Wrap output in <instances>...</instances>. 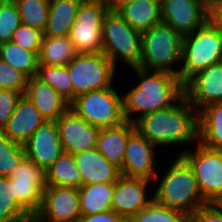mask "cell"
Instances as JSON below:
<instances>
[{
  "mask_svg": "<svg viewBox=\"0 0 222 222\" xmlns=\"http://www.w3.org/2000/svg\"><path fill=\"white\" fill-rule=\"evenodd\" d=\"M28 77L0 59V89H9L24 95Z\"/></svg>",
  "mask_w": 222,
  "mask_h": 222,
  "instance_id": "cell-36",
  "label": "cell"
},
{
  "mask_svg": "<svg viewBox=\"0 0 222 222\" xmlns=\"http://www.w3.org/2000/svg\"><path fill=\"white\" fill-rule=\"evenodd\" d=\"M69 108L99 128L117 126L125 121L122 95L113 86L78 95Z\"/></svg>",
  "mask_w": 222,
  "mask_h": 222,
  "instance_id": "cell-7",
  "label": "cell"
},
{
  "mask_svg": "<svg viewBox=\"0 0 222 222\" xmlns=\"http://www.w3.org/2000/svg\"><path fill=\"white\" fill-rule=\"evenodd\" d=\"M46 185L80 188L82 177L77 169L74 155L63 152L45 171Z\"/></svg>",
  "mask_w": 222,
  "mask_h": 222,
  "instance_id": "cell-28",
  "label": "cell"
},
{
  "mask_svg": "<svg viewBox=\"0 0 222 222\" xmlns=\"http://www.w3.org/2000/svg\"><path fill=\"white\" fill-rule=\"evenodd\" d=\"M196 1L201 3L204 7H206L209 10L217 0H196Z\"/></svg>",
  "mask_w": 222,
  "mask_h": 222,
  "instance_id": "cell-44",
  "label": "cell"
},
{
  "mask_svg": "<svg viewBox=\"0 0 222 222\" xmlns=\"http://www.w3.org/2000/svg\"><path fill=\"white\" fill-rule=\"evenodd\" d=\"M208 20L222 32V0H217L209 9Z\"/></svg>",
  "mask_w": 222,
  "mask_h": 222,
  "instance_id": "cell-41",
  "label": "cell"
},
{
  "mask_svg": "<svg viewBox=\"0 0 222 222\" xmlns=\"http://www.w3.org/2000/svg\"><path fill=\"white\" fill-rule=\"evenodd\" d=\"M124 219L113 210L81 216L79 222H122Z\"/></svg>",
  "mask_w": 222,
  "mask_h": 222,
  "instance_id": "cell-40",
  "label": "cell"
},
{
  "mask_svg": "<svg viewBox=\"0 0 222 222\" xmlns=\"http://www.w3.org/2000/svg\"><path fill=\"white\" fill-rule=\"evenodd\" d=\"M24 95L46 121H57L69 109L70 104L53 87L37 76L28 78Z\"/></svg>",
  "mask_w": 222,
  "mask_h": 222,
  "instance_id": "cell-19",
  "label": "cell"
},
{
  "mask_svg": "<svg viewBox=\"0 0 222 222\" xmlns=\"http://www.w3.org/2000/svg\"><path fill=\"white\" fill-rule=\"evenodd\" d=\"M137 84L122 94L124 119L135 123L142 116L170 108L184 96V84L176 74L132 67ZM137 115L134 116L133 115Z\"/></svg>",
  "mask_w": 222,
  "mask_h": 222,
  "instance_id": "cell-1",
  "label": "cell"
},
{
  "mask_svg": "<svg viewBox=\"0 0 222 222\" xmlns=\"http://www.w3.org/2000/svg\"><path fill=\"white\" fill-rule=\"evenodd\" d=\"M135 127L156 147L198 142V113L185 96L170 108L142 116Z\"/></svg>",
  "mask_w": 222,
  "mask_h": 222,
  "instance_id": "cell-2",
  "label": "cell"
},
{
  "mask_svg": "<svg viewBox=\"0 0 222 222\" xmlns=\"http://www.w3.org/2000/svg\"><path fill=\"white\" fill-rule=\"evenodd\" d=\"M114 183H94L79 188L81 216L104 213L112 210Z\"/></svg>",
  "mask_w": 222,
  "mask_h": 222,
  "instance_id": "cell-26",
  "label": "cell"
},
{
  "mask_svg": "<svg viewBox=\"0 0 222 222\" xmlns=\"http://www.w3.org/2000/svg\"><path fill=\"white\" fill-rule=\"evenodd\" d=\"M74 160L82 177V185L115 183L121 175L120 169L96 148L74 154Z\"/></svg>",
  "mask_w": 222,
  "mask_h": 222,
  "instance_id": "cell-21",
  "label": "cell"
},
{
  "mask_svg": "<svg viewBox=\"0 0 222 222\" xmlns=\"http://www.w3.org/2000/svg\"><path fill=\"white\" fill-rule=\"evenodd\" d=\"M151 182L141 177L120 175L114 183L112 210L123 219L130 220L153 200V194L148 191Z\"/></svg>",
  "mask_w": 222,
  "mask_h": 222,
  "instance_id": "cell-13",
  "label": "cell"
},
{
  "mask_svg": "<svg viewBox=\"0 0 222 222\" xmlns=\"http://www.w3.org/2000/svg\"><path fill=\"white\" fill-rule=\"evenodd\" d=\"M21 24L19 10L14 0L0 4V44L11 41L14 31Z\"/></svg>",
  "mask_w": 222,
  "mask_h": 222,
  "instance_id": "cell-35",
  "label": "cell"
},
{
  "mask_svg": "<svg viewBox=\"0 0 222 222\" xmlns=\"http://www.w3.org/2000/svg\"><path fill=\"white\" fill-rule=\"evenodd\" d=\"M44 33L30 26L20 24L14 31L11 41L25 50L39 52Z\"/></svg>",
  "mask_w": 222,
  "mask_h": 222,
  "instance_id": "cell-37",
  "label": "cell"
},
{
  "mask_svg": "<svg viewBox=\"0 0 222 222\" xmlns=\"http://www.w3.org/2000/svg\"><path fill=\"white\" fill-rule=\"evenodd\" d=\"M142 33L131 27L116 10H108L103 19V53L115 67L119 61L137 67L141 55Z\"/></svg>",
  "mask_w": 222,
  "mask_h": 222,
  "instance_id": "cell-6",
  "label": "cell"
},
{
  "mask_svg": "<svg viewBox=\"0 0 222 222\" xmlns=\"http://www.w3.org/2000/svg\"><path fill=\"white\" fill-rule=\"evenodd\" d=\"M184 96L197 113L222 102V60L211 64L184 84Z\"/></svg>",
  "mask_w": 222,
  "mask_h": 222,
  "instance_id": "cell-14",
  "label": "cell"
},
{
  "mask_svg": "<svg viewBox=\"0 0 222 222\" xmlns=\"http://www.w3.org/2000/svg\"><path fill=\"white\" fill-rule=\"evenodd\" d=\"M116 11L140 33L161 22L160 0H134L119 6Z\"/></svg>",
  "mask_w": 222,
  "mask_h": 222,
  "instance_id": "cell-23",
  "label": "cell"
},
{
  "mask_svg": "<svg viewBox=\"0 0 222 222\" xmlns=\"http://www.w3.org/2000/svg\"><path fill=\"white\" fill-rule=\"evenodd\" d=\"M135 130V123L127 120L117 126L101 128L96 149L110 163L121 169L128 138Z\"/></svg>",
  "mask_w": 222,
  "mask_h": 222,
  "instance_id": "cell-22",
  "label": "cell"
},
{
  "mask_svg": "<svg viewBox=\"0 0 222 222\" xmlns=\"http://www.w3.org/2000/svg\"><path fill=\"white\" fill-rule=\"evenodd\" d=\"M132 1L134 0H107V5L110 10H116L119 6Z\"/></svg>",
  "mask_w": 222,
  "mask_h": 222,
  "instance_id": "cell-42",
  "label": "cell"
},
{
  "mask_svg": "<svg viewBox=\"0 0 222 222\" xmlns=\"http://www.w3.org/2000/svg\"><path fill=\"white\" fill-rule=\"evenodd\" d=\"M161 21L182 36L208 21L209 10L196 0H160Z\"/></svg>",
  "mask_w": 222,
  "mask_h": 222,
  "instance_id": "cell-17",
  "label": "cell"
},
{
  "mask_svg": "<svg viewBox=\"0 0 222 222\" xmlns=\"http://www.w3.org/2000/svg\"><path fill=\"white\" fill-rule=\"evenodd\" d=\"M24 157V146L11 141L0 129V176H11Z\"/></svg>",
  "mask_w": 222,
  "mask_h": 222,
  "instance_id": "cell-34",
  "label": "cell"
},
{
  "mask_svg": "<svg viewBox=\"0 0 222 222\" xmlns=\"http://www.w3.org/2000/svg\"><path fill=\"white\" fill-rule=\"evenodd\" d=\"M23 222H39V221H37L34 217H32V218H30L26 221H23Z\"/></svg>",
  "mask_w": 222,
  "mask_h": 222,
  "instance_id": "cell-45",
  "label": "cell"
},
{
  "mask_svg": "<svg viewBox=\"0 0 222 222\" xmlns=\"http://www.w3.org/2000/svg\"><path fill=\"white\" fill-rule=\"evenodd\" d=\"M222 60V32L209 20L192 33L183 36L182 61L178 72L185 84L211 64Z\"/></svg>",
  "mask_w": 222,
  "mask_h": 222,
  "instance_id": "cell-5",
  "label": "cell"
},
{
  "mask_svg": "<svg viewBox=\"0 0 222 222\" xmlns=\"http://www.w3.org/2000/svg\"><path fill=\"white\" fill-rule=\"evenodd\" d=\"M122 222H131L130 220L124 219Z\"/></svg>",
  "mask_w": 222,
  "mask_h": 222,
  "instance_id": "cell-47",
  "label": "cell"
},
{
  "mask_svg": "<svg viewBox=\"0 0 222 222\" xmlns=\"http://www.w3.org/2000/svg\"><path fill=\"white\" fill-rule=\"evenodd\" d=\"M32 216L16 201L9 177L0 176V222H23Z\"/></svg>",
  "mask_w": 222,
  "mask_h": 222,
  "instance_id": "cell-30",
  "label": "cell"
},
{
  "mask_svg": "<svg viewBox=\"0 0 222 222\" xmlns=\"http://www.w3.org/2000/svg\"><path fill=\"white\" fill-rule=\"evenodd\" d=\"M152 143L135 130L128 138L120 174L128 177H141L150 181L159 178L155 168L156 150Z\"/></svg>",
  "mask_w": 222,
  "mask_h": 222,
  "instance_id": "cell-16",
  "label": "cell"
},
{
  "mask_svg": "<svg viewBox=\"0 0 222 222\" xmlns=\"http://www.w3.org/2000/svg\"><path fill=\"white\" fill-rule=\"evenodd\" d=\"M23 94L9 89H0V129L14 113L18 100Z\"/></svg>",
  "mask_w": 222,
  "mask_h": 222,
  "instance_id": "cell-38",
  "label": "cell"
},
{
  "mask_svg": "<svg viewBox=\"0 0 222 222\" xmlns=\"http://www.w3.org/2000/svg\"><path fill=\"white\" fill-rule=\"evenodd\" d=\"M9 180L13 184L16 201L32 216L39 211L46 187L45 171L32 160L24 157Z\"/></svg>",
  "mask_w": 222,
  "mask_h": 222,
  "instance_id": "cell-11",
  "label": "cell"
},
{
  "mask_svg": "<svg viewBox=\"0 0 222 222\" xmlns=\"http://www.w3.org/2000/svg\"><path fill=\"white\" fill-rule=\"evenodd\" d=\"M131 222H190L183 212L162 205L154 199L141 211L135 214Z\"/></svg>",
  "mask_w": 222,
  "mask_h": 222,
  "instance_id": "cell-33",
  "label": "cell"
},
{
  "mask_svg": "<svg viewBox=\"0 0 222 222\" xmlns=\"http://www.w3.org/2000/svg\"><path fill=\"white\" fill-rule=\"evenodd\" d=\"M108 10L103 1L82 0L69 33L77 53H103L102 26Z\"/></svg>",
  "mask_w": 222,
  "mask_h": 222,
  "instance_id": "cell-9",
  "label": "cell"
},
{
  "mask_svg": "<svg viewBox=\"0 0 222 222\" xmlns=\"http://www.w3.org/2000/svg\"><path fill=\"white\" fill-rule=\"evenodd\" d=\"M36 76L53 87L69 104L73 101V87L67 65H38Z\"/></svg>",
  "mask_w": 222,
  "mask_h": 222,
  "instance_id": "cell-31",
  "label": "cell"
},
{
  "mask_svg": "<svg viewBox=\"0 0 222 222\" xmlns=\"http://www.w3.org/2000/svg\"><path fill=\"white\" fill-rule=\"evenodd\" d=\"M79 189L46 185L34 218L39 222H79Z\"/></svg>",
  "mask_w": 222,
  "mask_h": 222,
  "instance_id": "cell-12",
  "label": "cell"
},
{
  "mask_svg": "<svg viewBox=\"0 0 222 222\" xmlns=\"http://www.w3.org/2000/svg\"><path fill=\"white\" fill-rule=\"evenodd\" d=\"M92 1H103V2L107 3V0H92Z\"/></svg>",
  "mask_w": 222,
  "mask_h": 222,
  "instance_id": "cell-46",
  "label": "cell"
},
{
  "mask_svg": "<svg viewBox=\"0 0 222 222\" xmlns=\"http://www.w3.org/2000/svg\"><path fill=\"white\" fill-rule=\"evenodd\" d=\"M25 157L46 171L64 152L56 121H44L23 145Z\"/></svg>",
  "mask_w": 222,
  "mask_h": 222,
  "instance_id": "cell-18",
  "label": "cell"
},
{
  "mask_svg": "<svg viewBox=\"0 0 222 222\" xmlns=\"http://www.w3.org/2000/svg\"><path fill=\"white\" fill-rule=\"evenodd\" d=\"M14 2L19 10L21 23L44 33L49 15V0H14Z\"/></svg>",
  "mask_w": 222,
  "mask_h": 222,
  "instance_id": "cell-32",
  "label": "cell"
},
{
  "mask_svg": "<svg viewBox=\"0 0 222 222\" xmlns=\"http://www.w3.org/2000/svg\"><path fill=\"white\" fill-rule=\"evenodd\" d=\"M209 204L218 212L222 213V193L218 194Z\"/></svg>",
  "mask_w": 222,
  "mask_h": 222,
  "instance_id": "cell-43",
  "label": "cell"
},
{
  "mask_svg": "<svg viewBox=\"0 0 222 222\" xmlns=\"http://www.w3.org/2000/svg\"><path fill=\"white\" fill-rule=\"evenodd\" d=\"M38 54L25 50L12 41L0 44V59L24 73L28 78L38 72Z\"/></svg>",
  "mask_w": 222,
  "mask_h": 222,
  "instance_id": "cell-29",
  "label": "cell"
},
{
  "mask_svg": "<svg viewBox=\"0 0 222 222\" xmlns=\"http://www.w3.org/2000/svg\"><path fill=\"white\" fill-rule=\"evenodd\" d=\"M196 144L195 150L187 147L178 154L193 169L202 197L209 203L222 193V151Z\"/></svg>",
  "mask_w": 222,
  "mask_h": 222,
  "instance_id": "cell-10",
  "label": "cell"
},
{
  "mask_svg": "<svg viewBox=\"0 0 222 222\" xmlns=\"http://www.w3.org/2000/svg\"><path fill=\"white\" fill-rule=\"evenodd\" d=\"M77 54L69 36H43L38 54V65H67Z\"/></svg>",
  "mask_w": 222,
  "mask_h": 222,
  "instance_id": "cell-27",
  "label": "cell"
},
{
  "mask_svg": "<svg viewBox=\"0 0 222 222\" xmlns=\"http://www.w3.org/2000/svg\"><path fill=\"white\" fill-rule=\"evenodd\" d=\"M82 0H49V15L44 36H69Z\"/></svg>",
  "mask_w": 222,
  "mask_h": 222,
  "instance_id": "cell-24",
  "label": "cell"
},
{
  "mask_svg": "<svg viewBox=\"0 0 222 222\" xmlns=\"http://www.w3.org/2000/svg\"><path fill=\"white\" fill-rule=\"evenodd\" d=\"M190 222H222V213L208 203L192 215Z\"/></svg>",
  "mask_w": 222,
  "mask_h": 222,
  "instance_id": "cell-39",
  "label": "cell"
},
{
  "mask_svg": "<svg viewBox=\"0 0 222 222\" xmlns=\"http://www.w3.org/2000/svg\"><path fill=\"white\" fill-rule=\"evenodd\" d=\"M198 142L222 151V102L210 104L198 112Z\"/></svg>",
  "mask_w": 222,
  "mask_h": 222,
  "instance_id": "cell-25",
  "label": "cell"
},
{
  "mask_svg": "<svg viewBox=\"0 0 222 222\" xmlns=\"http://www.w3.org/2000/svg\"><path fill=\"white\" fill-rule=\"evenodd\" d=\"M73 100L80 94L111 87L117 68L104 53H78L68 64Z\"/></svg>",
  "mask_w": 222,
  "mask_h": 222,
  "instance_id": "cell-8",
  "label": "cell"
},
{
  "mask_svg": "<svg viewBox=\"0 0 222 222\" xmlns=\"http://www.w3.org/2000/svg\"><path fill=\"white\" fill-rule=\"evenodd\" d=\"M44 121L33 103L22 95L2 131L11 141L24 145Z\"/></svg>",
  "mask_w": 222,
  "mask_h": 222,
  "instance_id": "cell-20",
  "label": "cell"
},
{
  "mask_svg": "<svg viewBox=\"0 0 222 222\" xmlns=\"http://www.w3.org/2000/svg\"><path fill=\"white\" fill-rule=\"evenodd\" d=\"M182 41L183 36L170 25L162 21L153 25L142 33L138 67L178 75L180 68L175 70L174 65H181Z\"/></svg>",
  "mask_w": 222,
  "mask_h": 222,
  "instance_id": "cell-4",
  "label": "cell"
},
{
  "mask_svg": "<svg viewBox=\"0 0 222 222\" xmlns=\"http://www.w3.org/2000/svg\"><path fill=\"white\" fill-rule=\"evenodd\" d=\"M161 177L153 193V199L171 209H176L188 217L208 202L202 197L193 169L181 156L176 159Z\"/></svg>",
  "mask_w": 222,
  "mask_h": 222,
  "instance_id": "cell-3",
  "label": "cell"
},
{
  "mask_svg": "<svg viewBox=\"0 0 222 222\" xmlns=\"http://www.w3.org/2000/svg\"><path fill=\"white\" fill-rule=\"evenodd\" d=\"M56 122L64 152L74 155L96 148L101 128L88 123L70 108Z\"/></svg>",
  "mask_w": 222,
  "mask_h": 222,
  "instance_id": "cell-15",
  "label": "cell"
}]
</instances>
